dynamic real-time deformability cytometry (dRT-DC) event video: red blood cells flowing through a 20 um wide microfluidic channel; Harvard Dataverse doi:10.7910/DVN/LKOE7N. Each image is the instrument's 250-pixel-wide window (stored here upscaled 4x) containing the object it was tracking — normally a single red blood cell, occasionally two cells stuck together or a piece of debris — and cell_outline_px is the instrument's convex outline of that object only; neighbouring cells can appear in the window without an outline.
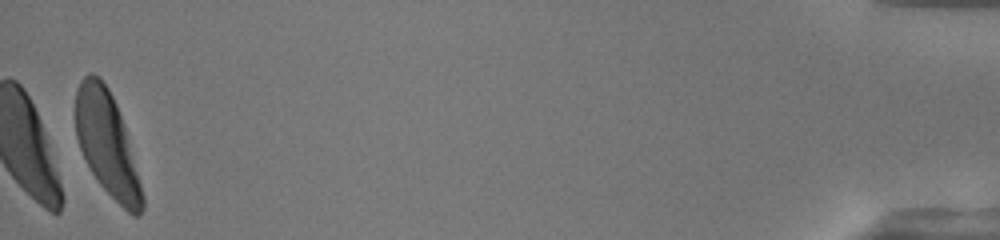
{"species": "human", "species_latin": "Homo sapiens", "temperature_condition": "warm", "stored_images_in_passage": 46, "camera_frame_rate_fps": 3000, "um_per_image_px": 0.085, "donor": {"sex": "female"}, "frame": {"image": 1, "passage_image": 46, "time_ms": 15.0, "image_size_px": [1000, 240], "cell_outline_px": [[144, 208], [140, 216], [132, 216], [100, 184], [92, 172], [80, 148], [76, 136], [76, 88], [80, 80], [88, 72], [92, 72], [100, 76], [108, 88], [116, 104], [124, 128], [144, 196]], "centroid_in_image_um": [9.08, 12.2], "position_along_channel_um": 426.1, "area_um2": 39.54}, "authors_computed_cell_mechanics": {"area_um2": 41.2981, "velocity_mm_per_s": 4.2017, "shape_relaxation_time_tau1_ms": 2.44, "shape_relaxation_time_tau2_ms": null, "deformation_change_tau1": 0.1834, "deformation_change_tau2": null}}